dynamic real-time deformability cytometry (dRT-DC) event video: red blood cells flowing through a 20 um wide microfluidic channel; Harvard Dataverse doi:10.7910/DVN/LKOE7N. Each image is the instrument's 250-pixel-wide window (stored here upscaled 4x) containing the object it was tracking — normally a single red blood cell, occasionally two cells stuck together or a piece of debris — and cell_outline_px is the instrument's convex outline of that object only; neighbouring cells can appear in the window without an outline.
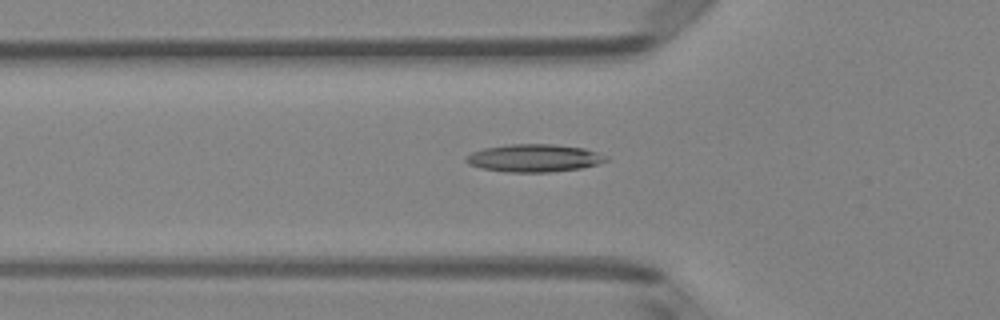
{"species": "Egyptian fruit bat (a non-hibernating species)", "species_latin": "Rousettus aegyptiacus", "temperature_condition": "room temperature", "stored_images_in_passage": 49, "camera_frame_rate_fps": 3000, "um_per_image_px": 0.085, "animal": {"sex": "female"}, "frame": {"image": 1, "passage_image": 17, "time_ms": 5.333, "image_size_px": [1000, 320], "cell_outline_px": [[608, 160], [600, 164], [580, 168], [548, 172], [508, 172], [480, 168], [468, 164], [464, 160], [464, 156], [472, 152], [484, 148], [508, 144], [552, 144], [584, 148], [608, 156]], "centroid_in_image_um": [45.38, 13.43], "position_along_channel_um": 80.4, "area_um2": 22.72}}
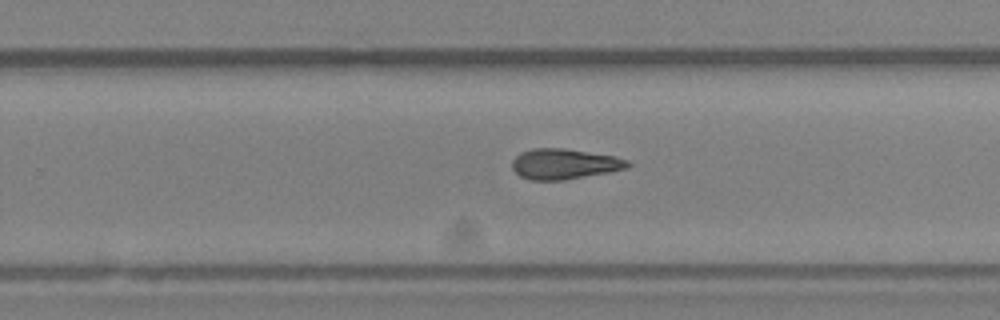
{"frame": {"image": 2, "passage_image": 32, "time_ms": 10.333, "image_size_px": [1000, 320], "cell_outline_px": [[632, 164], [628, 168], [608, 172], [564, 180], [528, 180], [520, 176], [512, 168], [512, 160], [520, 152], [532, 148], [564, 148], [616, 156], [628, 160]], "centroid_in_image_um": [47.97, 13.93], "position_along_channel_um": 281.8, "area_um2": 20.63}}
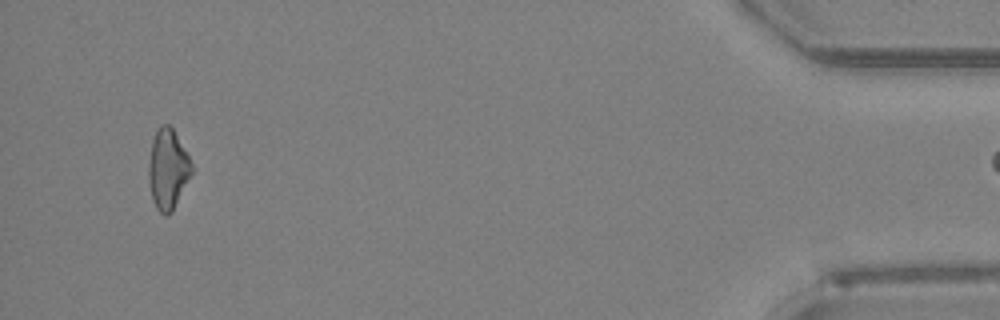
{"frame": {"image": 3, "passage_image": 48, "time_ms": 15.667, "image_size_px": [1000, 320], "cell_outline_px": [[192, 172], [172, 212], [168, 216], [164, 216], [156, 208], [152, 200], [148, 180], [148, 164], [152, 140], [156, 128], [160, 124], [168, 124], [172, 128], [188, 156], [192, 164]], "centroid_in_image_um": [14.23, 14.39], "position_along_channel_um": 421.0, "area_um2": 20.06}}